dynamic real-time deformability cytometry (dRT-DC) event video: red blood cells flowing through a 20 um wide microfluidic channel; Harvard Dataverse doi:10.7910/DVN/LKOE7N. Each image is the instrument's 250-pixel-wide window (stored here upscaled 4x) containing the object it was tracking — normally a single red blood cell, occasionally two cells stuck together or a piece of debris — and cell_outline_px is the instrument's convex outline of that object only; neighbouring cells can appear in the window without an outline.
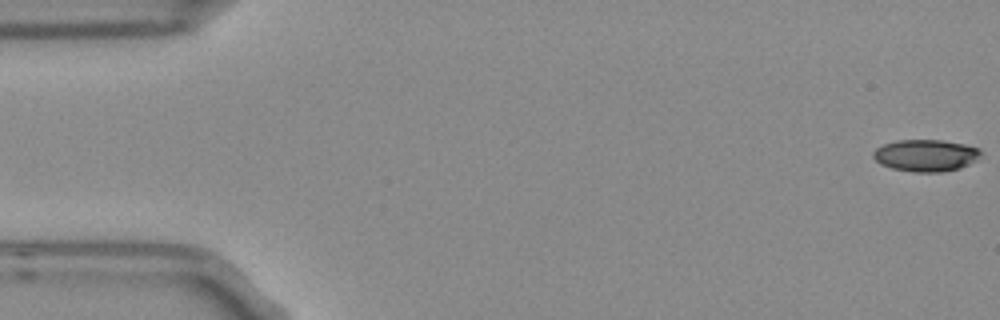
{"species": "Egyptian fruit bat (a non-hibernating species)", "species_latin": "Rousettus aegyptiacus", "temperature_condition": "room temperature", "stored_images_in_passage": 5, "camera_frame_rate_fps": 3000, "um_per_image_px": 0.085, "frame": {"image": 1, "passage_image": 1, "time_ms": 0.0, "image_size_px": [1000, 320], "cell_outline_px": [[980, 152], [976, 160], [960, 168], [944, 172], [912, 172], [892, 168], [880, 164], [872, 156], [872, 152], [876, 148], [884, 144], [896, 140], [940, 140], [964, 144], [980, 148]], "centroid_in_image_um": [78.66, 13.21], "position_along_channel_um": 6.3, "area_um2": 20.0}}